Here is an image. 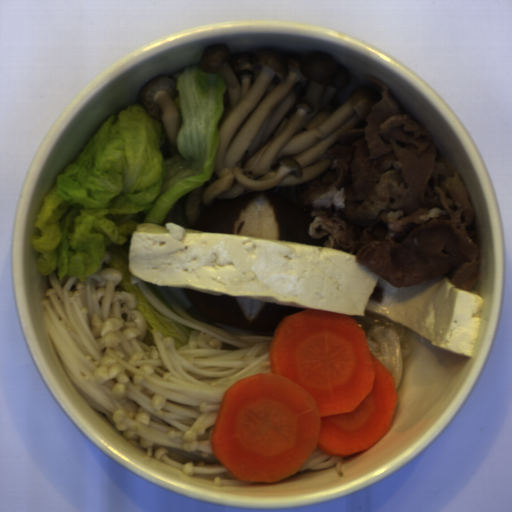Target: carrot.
<instances>
[{"mask_svg":"<svg viewBox=\"0 0 512 512\" xmlns=\"http://www.w3.org/2000/svg\"><path fill=\"white\" fill-rule=\"evenodd\" d=\"M269 373L223 392L211 453L239 481L297 474L318 448L348 457L390 432L398 392L354 318L305 308L284 316L269 344Z\"/></svg>","mask_w":512,"mask_h":512,"instance_id":"carrot-1","label":"carrot"}]
</instances>
